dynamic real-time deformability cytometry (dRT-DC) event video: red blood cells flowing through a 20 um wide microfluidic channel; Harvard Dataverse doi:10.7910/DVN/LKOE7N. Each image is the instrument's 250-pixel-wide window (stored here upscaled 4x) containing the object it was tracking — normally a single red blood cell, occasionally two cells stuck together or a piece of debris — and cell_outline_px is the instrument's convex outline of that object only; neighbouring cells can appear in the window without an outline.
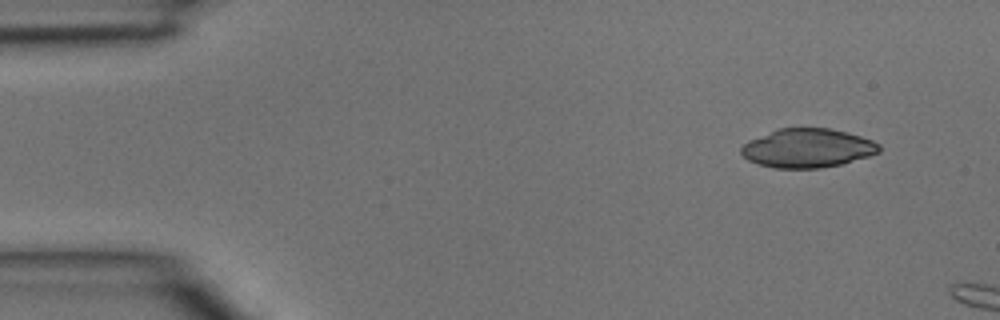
{"species": "common noctule bat (a hibernating species)", "species_latin": "Nyctalus noctula", "temperature_condition": "room temperature", "stored_images_in_passage": 5, "segment_of_instrument_passage": [1, 2], "camera_frame_rate_fps": 3000, "um_per_image_px": 0.085, "animal": {"sex": "male", "body_mass_g": 15.6}, "frame": {"image": 1, "passage_image": 1, "time_ms": 0.0, "image_size_px": [1000, 320], "cell_outline_px": [[880, 152], [868, 156], [840, 164], [820, 168], [776, 168], [760, 164], [748, 160], [740, 152], [740, 148], [748, 140], [780, 128], [828, 128], [848, 132], [872, 140], [880, 144]], "centroid_in_image_um": [68.64, 12.58], "position_along_channel_um": 16.4, "area_um2": 31.1}}